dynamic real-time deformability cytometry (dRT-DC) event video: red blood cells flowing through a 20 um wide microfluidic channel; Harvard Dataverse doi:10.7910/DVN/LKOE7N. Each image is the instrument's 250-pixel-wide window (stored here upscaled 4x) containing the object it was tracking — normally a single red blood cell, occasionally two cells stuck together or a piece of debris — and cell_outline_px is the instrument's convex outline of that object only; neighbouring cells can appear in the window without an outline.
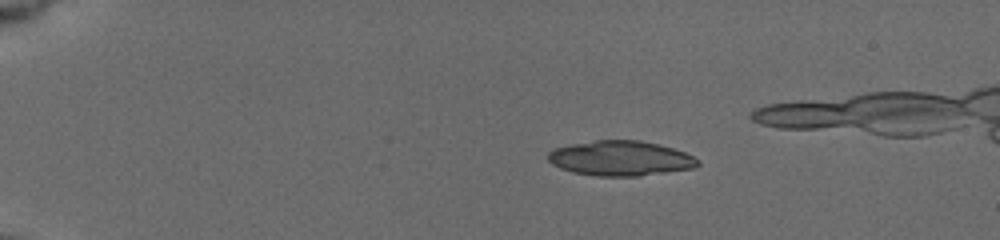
{"species": "common noctule bat (a hibernating species)", "species_latin": "Nyctalus noctula", "temperature_condition": "cold", "stored_images_in_passage": 41, "camera_frame_rate_fps": 3000, "um_per_image_px": 0.085, "animal": {"sex": "female", "body_mass_g": 19.5, "forearm_length_mm": 54.1}, "frame": {"image": 1, "passage_image": 1, "time_ms": 0.0, "image_size_px": [1000, 240], "cell_outline_px": [[700, 164], [696, 168], [640, 176], [596, 176], [572, 172], [560, 168], [552, 164], [548, 160], [548, 152], [556, 148], [572, 144], [596, 140], [640, 140], [672, 148], [684, 152], [700, 160]], "centroid_in_image_um": [52.76, 13.47], "position_along_channel_um": 32.2, "area_um2": 30.52}}
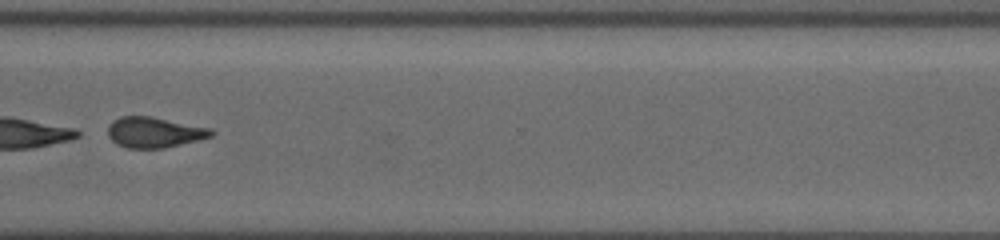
{"frame": {"image": 2, "passage_image": 34, "time_ms": 11.0, "image_size_px": [1000, 240], "cell_outline_px": [[216, 132], [212, 136], [164, 148], [128, 148], [116, 144], [108, 136], [108, 128], [112, 120], [120, 116], [152, 116], [212, 128]], "centroid_in_image_um": [13.11, 11.23], "position_along_channel_um": 357.5, "area_um2": 18.5}}